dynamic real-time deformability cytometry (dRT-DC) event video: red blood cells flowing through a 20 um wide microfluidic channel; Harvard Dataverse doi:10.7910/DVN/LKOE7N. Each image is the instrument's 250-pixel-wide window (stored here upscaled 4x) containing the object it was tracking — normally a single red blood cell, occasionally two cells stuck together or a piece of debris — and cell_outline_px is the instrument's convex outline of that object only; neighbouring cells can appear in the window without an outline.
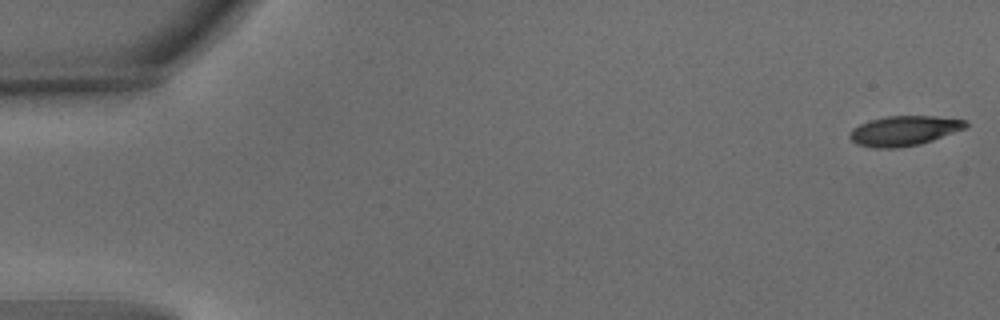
{"species": "common noctule bat (a hibernating species)", "species_latin": "Nyctalus noctula", "temperature_condition": "warm", "stored_images_in_passage": 53, "camera_frame_rate_fps": 3000, "um_per_image_px": 0.085, "animal": {"sex": "male", "body_mass_g": 15.6}, "frame": {"image": 1, "passage_image": 1, "time_ms": 0.0, "image_size_px": [1000, 320], "cell_outline_px": [[968, 124], [964, 128], [932, 140], [920, 144], [896, 148], [876, 148], [856, 144], [848, 136], [852, 128], [868, 120], [888, 116], [936, 116], [964, 120]], "centroid_in_image_um": [76.79, 11.11], "position_along_channel_um": 8.2, "area_um2": 20.0}}
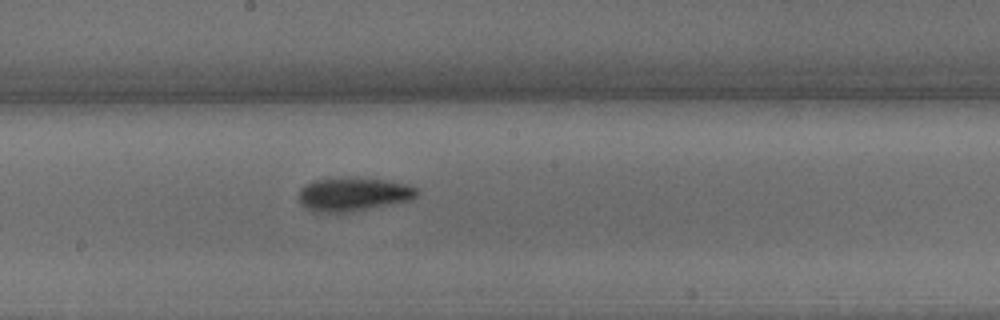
{"frame": {"image": 2, "passage_image": 29, "time_ms": 9.333, "image_size_px": [1000, 320], "cell_outline_px": [[420, 192], [416, 196], [408, 200], [352, 212], [312, 212], [304, 208], [300, 204], [300, 188], [312, 180], [388, 180], [408, 184], [416, 188]], "centroid_in_image_um": [30.01, 16.56], "position_along_channel_um": 218.2, "area_um2": 22.43}}
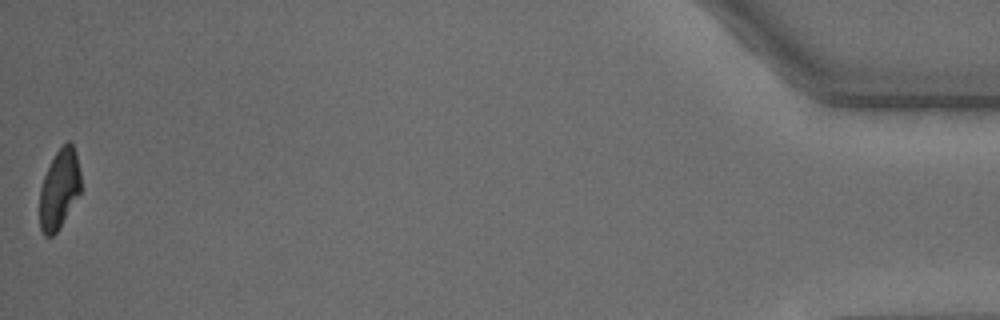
{"frame": {"image": 3, "passage_image": 53, "time_ms": 17.333, "image_size_px": [1000, 320], "cell_outline_px": [[80, 192], [60, 228], [52, 236], [44, 236], [40, 228], [40, 188], [44, 176], [56, 152], [68, 140], [72, 144], [76, 152], [80, 172]], "centroid_in_image_um": [5.04, 16.09], "position_along_channel_um": 430.2, "area_um2": 18.9}, "authors_computed_cell_mechanics": {"area_um2": 21.386, "velocity_mm_per_s": 3.813, "shape_relaxation_time_tau1_ms": 3.4538, "shape_relaxation_time_tau2_ms": 2.3741, "deformation_change_tau1": 0.1706, "deformation_change_tau2": 0.0926}}